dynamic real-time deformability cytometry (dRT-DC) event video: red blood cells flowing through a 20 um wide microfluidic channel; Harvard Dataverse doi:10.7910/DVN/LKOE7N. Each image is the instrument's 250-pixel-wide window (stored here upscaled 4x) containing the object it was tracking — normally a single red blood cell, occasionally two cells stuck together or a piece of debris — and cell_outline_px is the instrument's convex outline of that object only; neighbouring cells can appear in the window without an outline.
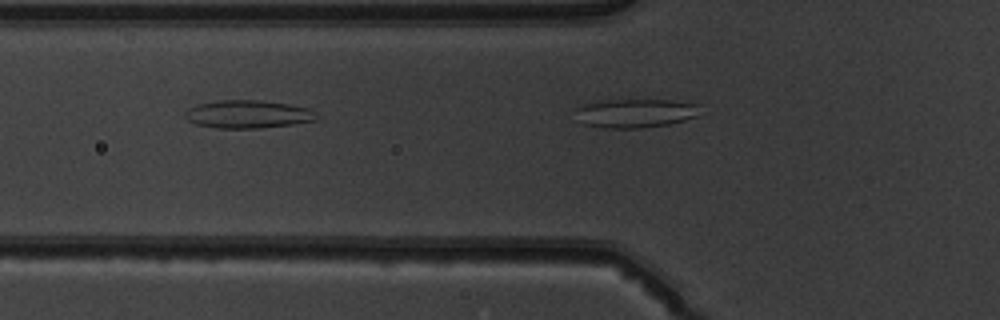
{"species": "common noctule bat (a hibernating species)", "species_latin": "Nyctalus noctula", "temperature_condition": "warm", "stored_images_in_passage": 16, "segment_of_instrument_passage": [2, 2], "camera_frame_rate_fps": 3000, "um_per_image_px": 0.085, "animal": {"sex": "male", "body_mass_g": 19.5, "forearm_length_mm": 54.6}, "frame": {"image": 1, "passage_image": 16, "time_ms": 5.0, "image_size_px": [1000, 320], "cell_outline_px": [[700, 104], [696, 116], [684, 120], [668, 124], [640, 128], [604, 128], [584, 124], [572, 108], [596, 100], [672, 100]], "centroid_in_image_um": [53.96, 9.61], "position_along_channel_um": 71.8, "area_um2": 20.98}}